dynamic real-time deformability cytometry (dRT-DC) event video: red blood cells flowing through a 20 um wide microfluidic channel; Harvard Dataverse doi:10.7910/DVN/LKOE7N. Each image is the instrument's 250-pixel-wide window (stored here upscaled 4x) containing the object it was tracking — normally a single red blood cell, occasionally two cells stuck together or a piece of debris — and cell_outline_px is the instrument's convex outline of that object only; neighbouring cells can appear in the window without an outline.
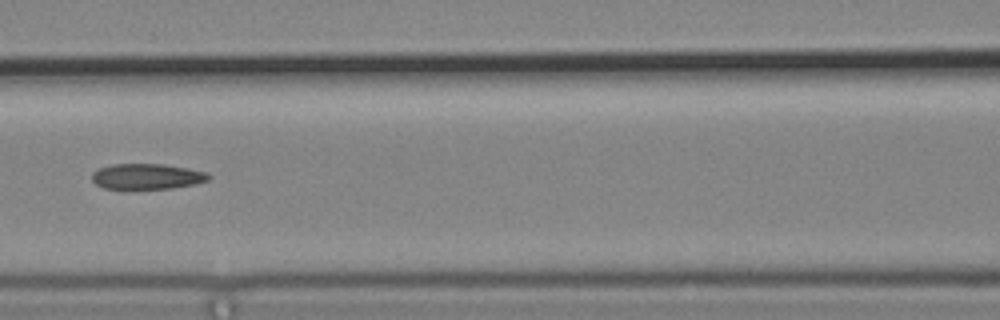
{"species": "common noctule bat (a hibernating species)", "species_latin": "Nyctalus noctula", "temperature_condition": "cold", "stored_images_in_passage": 7, "camera_frame_rate_fps": 3000, "um_per_image_px": 0.085, "animal": {"sex": "male", "body_mass_g": 19.2, "forearm_length_mm": 51.8}, "frame": {"image": 1, "passage_image": 7, "time_ms": 2.0, "image_size_px": [1000, 320], "cell_outline_px": [[212, 176], [208, 180], [196, 184], [172, 188], [104, 188], [96, 184], [92, 180], [92, 172], [100, 168], [112, 164], [164, 164], [188, 168], [208, 172]], "centroid_in_image_um": [12.53, 14.99], "position_along_channel_um": 154.1, "area_um2": 17.34}}